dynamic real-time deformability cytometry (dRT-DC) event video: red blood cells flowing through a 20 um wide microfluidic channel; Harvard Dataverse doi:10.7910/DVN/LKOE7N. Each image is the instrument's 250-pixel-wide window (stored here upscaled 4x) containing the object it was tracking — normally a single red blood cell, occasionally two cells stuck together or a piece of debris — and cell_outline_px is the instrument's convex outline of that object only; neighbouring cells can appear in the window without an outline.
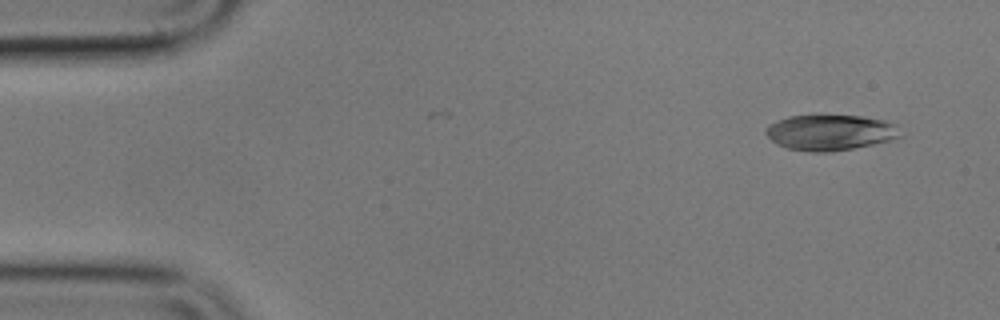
{"species": "common noctule bat (a hibernating species)", "species_latin": "Nyctalus noctula", "temperature_condition": "cold", "stored_images_in_passage": 3, "camera_frame_rate_fps": 3000, "um_per_image_px": 0.085, "animal": {"sex": "male", "body_mass_g": 17.9}, "frame": {"image": 1, "passage_image": 1, "time_ms": 0.0, "image_size_px": [1000, 320], "cell_outline_px": [[904, 136], [872, 144], [852, 148], [828, 152], [808, 152], [788, 148], [776, 144], [764, 132], [764, 128], [768, 124], [776, 120], [788, 116], [812, 112], [824, 112], [864, 116], [884, 120], [896, 124]], "centroid_in_image_um": [70.53, 11.19], "position_along_channel_um": 14.5, "area_um2": 29.25}}